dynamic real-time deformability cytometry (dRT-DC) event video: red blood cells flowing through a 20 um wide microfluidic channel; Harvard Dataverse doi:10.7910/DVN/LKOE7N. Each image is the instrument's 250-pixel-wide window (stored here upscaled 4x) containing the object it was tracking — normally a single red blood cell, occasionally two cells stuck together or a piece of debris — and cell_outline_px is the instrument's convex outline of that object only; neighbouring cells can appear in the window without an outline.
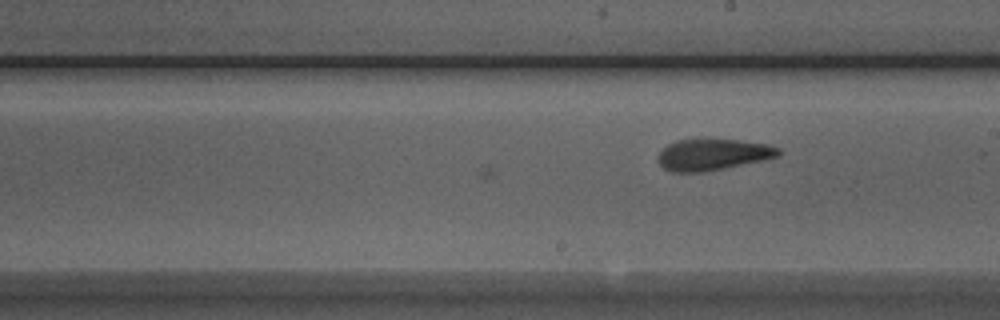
{"species": "Egyptian fruit bat (a non-hibernating species)", "species_latin": "Rousettus aegyptiacus", "temperature_condition": "room temperature", "stored_images_in_passage": 19, "camera_frame_rate_fps": 3000, "um_per_image_px": 0.085, "animal": {"sex": "male"}, "frame": {"image": 1, "passage_image": 19, "time_ms": 6.0, "image_size_px": [1000, 320], "cell_outline_px": [[780, 156], [768, 160], [704, 172], [672, 172], [664, 168], [656, 160], [656, 156], [668, 144], [676, 140], [736, 140], [768, 144], [780, 148]], "centroid_in_image_um": [60.62, 13.16], "position_along_channel_um": 228.4, "area_um2": 22.14}}